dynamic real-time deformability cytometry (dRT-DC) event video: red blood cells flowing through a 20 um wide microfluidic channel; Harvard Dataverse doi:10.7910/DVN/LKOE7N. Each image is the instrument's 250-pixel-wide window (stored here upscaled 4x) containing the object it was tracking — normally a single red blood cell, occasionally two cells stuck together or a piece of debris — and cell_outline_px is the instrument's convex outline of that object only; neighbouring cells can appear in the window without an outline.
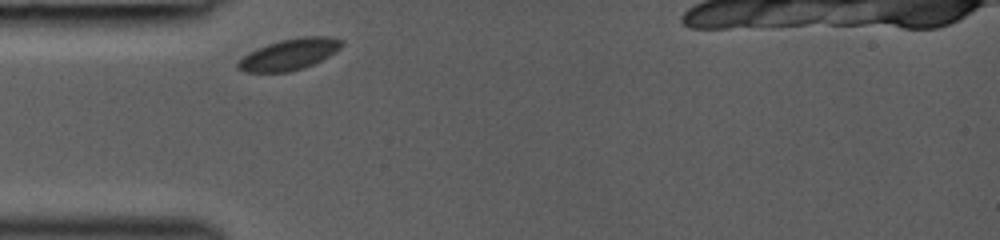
{"species": "common noctule bat (a hibernating species)", "species_latin": "Nyctalus noctula", "temperature_condition": "room temperature", "stored_images_in_passage": 26, "camera_frame_rate_fps": 3000, "um_per_image_px": 0.085, "animal": {"sex": "female", "body_mass_g": 19.0, "forearm_length_mm": 53.3}, "frame": {"image": 1, "passage_image": 1, "time_ms": 0.0, "image_size_px": [1000, 240], "cell_outline_px": [[344, 44], [340, 48], [328, 56], [304, 68], [288, 72], [244, 72], [236, 68], [236, 64], [248, 52], [256, 48], [280, 40], [300, 36], [328, 36], [344, 40]], "centroid_in_image_um": [24.58, 4.61], "position_along_channel_um": 60.4, "area_um2": 18.9}}
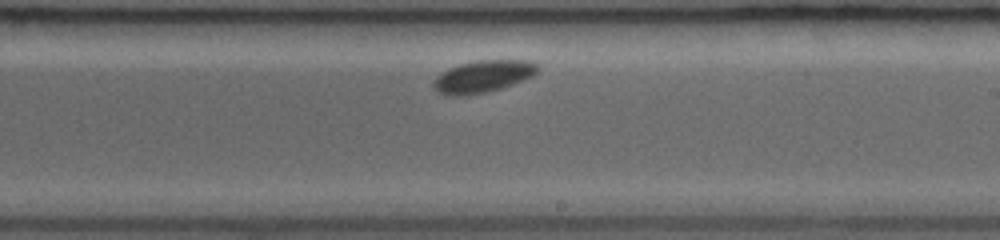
{"frame": {"image": 2, "passage_image": 15, "time_ms": 4.667, "image_size_px": [1000, 240], "cell_outline_px": [[540, 68], [532, 76], [512, 84], [488, 92], [460, 96], [444, 96], [436, 92], [432, 88], [432, 80], [436, 76], [448, 68], [460, 64], [476, 60], [532, 60]], "centroid_in_image_um": [40.98, 6.51], "position_along_channel_um": 248.0, "area_um2": 19.77}}
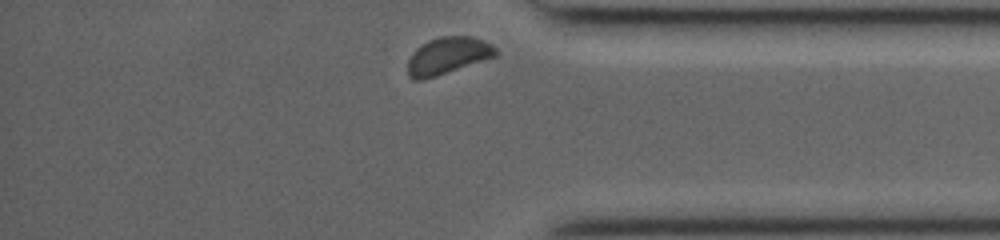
{"frame": {"image": 3, "passage_image": 26, "time_ms": 8.333, "image_size_px": [1000, 240], "cell_outline_px": [[496, 56], [424, 80], [412, 80], [408, 76], [408, 60], [416, 48], [428, 40], [440, 36], [468, 36], [484, 40], [492, 44], [496, 48]], "centroid_in_image_um": [38.03, 4.74], "position_along_channel_um": 397.2, "area_um2": 18.9}}